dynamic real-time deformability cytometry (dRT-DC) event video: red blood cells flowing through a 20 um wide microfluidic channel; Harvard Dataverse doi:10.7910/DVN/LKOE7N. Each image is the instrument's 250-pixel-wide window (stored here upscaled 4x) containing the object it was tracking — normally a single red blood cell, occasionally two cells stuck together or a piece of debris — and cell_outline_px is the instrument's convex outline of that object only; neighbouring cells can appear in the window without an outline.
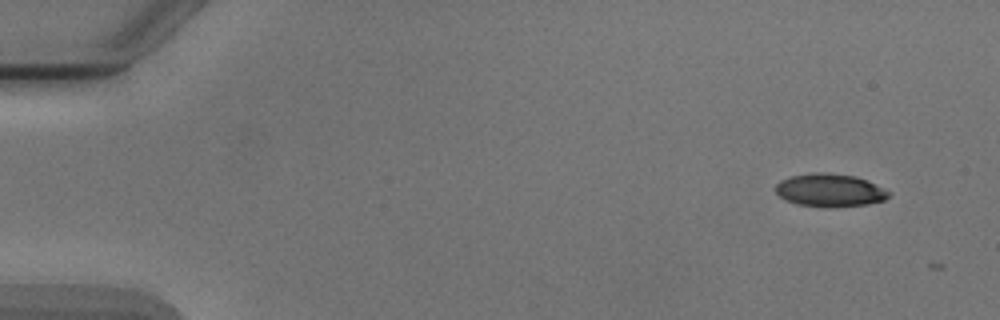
{"species": "Egyptian fruit bat (a non-hibernating species)", "species_latin": "Rousettus aegyptiacus", "temperature_condition": "cold", "stored_images_in_passage": 4, "camera_frame_rate_fps": 3000, "um_per_image_px": 0.085, "animal": {"sex": "male"}, "frame": {"image": 1, "passage_image": 1, "time_ms": 0.0, "image_size_px": [1000, 320], "cell_outline_px": [[892, 192], [884, 200], [868, 204], [828, 208], [824, 208], [796, 204], [784, 200], [776, 192], [776, 184], [780, 180], [792, 176], [812, 172], [824, 172], [856, 176]], "centroid_in_image_um": [70.51, 16.18], "position_along_channel_um": 14.5, "area_um2": 21.91}}